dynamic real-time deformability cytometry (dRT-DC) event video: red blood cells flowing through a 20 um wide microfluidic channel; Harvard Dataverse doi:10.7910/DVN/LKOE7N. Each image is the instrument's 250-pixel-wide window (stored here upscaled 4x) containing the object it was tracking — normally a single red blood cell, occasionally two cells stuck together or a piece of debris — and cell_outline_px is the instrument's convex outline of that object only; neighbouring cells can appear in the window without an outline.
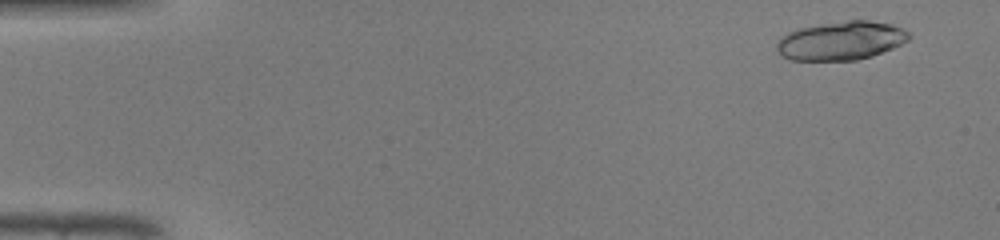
{"species": "common noctule bat (a hibernating species)", "species_latin": "Nyctalus noctula", "temperature_condition": "warm", "stored_images_in_passage": 47, "segment_of_instrument_passage": [1, 2], "camera_frame_rate_fps": 3000, "um_per_image_px": 0.085, "animal": {"sex": "male", "body_mass_g": 19.0, "forearm_length_mm": 50.8}, "frame": {"image": 1, "passage_image": 3, "time_ms": 0.667, "image_size_px": [1000, 240], "cell_outline_px": [[912, 36], [908, 40], [892, 48], [872, 56], [856, 60], [792, 60], [780, 56], [776, 48], [776, 44], [788, 32], [800, 28], [848, 20], [868, 20], [892, 24], [904, 28]], "centroid_in_image_um": [71.51, 3.46], "position_along_channel_um": 13.5, "area_um2": 29.65}}
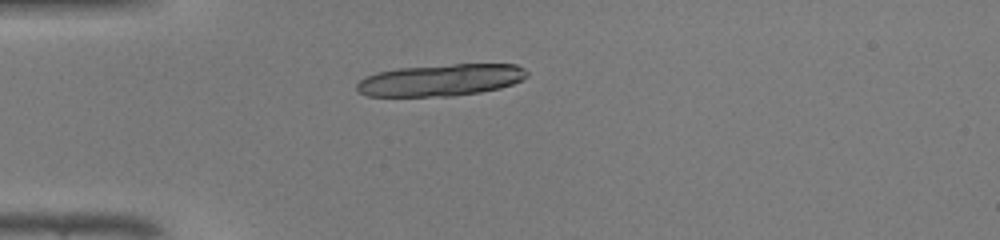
{"frame": {"image": 2, "passage_image": 13, "time_ms": 4.0, "image_size_px": [1000, 240], "cell_outline_px": [[528, 76], [512, 84], [500, 88], [480, 92], [452, 96], [368, 96], [360, 92], [356, 88], [356, 84], [364, 76], [376, 72], [396, 68], [452, 64], [516, 64], [524, 68], [528, 72]], "centroid_in_image_um": [37.45, 6.8], "position_along_channel_um": 47.6, "area_um2": 31.73}}